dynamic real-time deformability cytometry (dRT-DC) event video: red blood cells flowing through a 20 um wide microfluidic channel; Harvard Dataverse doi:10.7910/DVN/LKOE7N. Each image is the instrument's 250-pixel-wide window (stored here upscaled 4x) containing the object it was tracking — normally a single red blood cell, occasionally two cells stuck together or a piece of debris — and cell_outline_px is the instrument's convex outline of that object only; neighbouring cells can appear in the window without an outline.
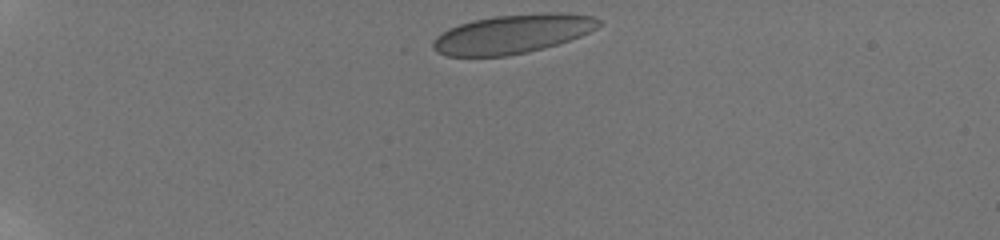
{"species": "human", "species_latin": "Homo sapiens", "temperature_condition": "room temperature", "stored_images_in_passage": 57, "camera_frame_rate_fps": 3000, "um_per_image_px": 0.085, "donor": {"sex": "male"}, "frame": {"image": 1, "passage_image": 1, "time_ms": 0.0, "image_size_px": [1000, 240], "cell_outline_px": [[600, 24], [596, 28], [580, 36], [556, 44], [528, 52], [508, 56], [448, 56], [436, 52], [432, 48], [432, 40], [436, 36], [448, 28], [472, 20], [496, 16], [548, 12], [564, 12], [592, 16], [600, 20]], "centroid_in_image_um": [43.53, 2.88], "position_along_channel_um": 41.5, "area_um2": 37.63}}
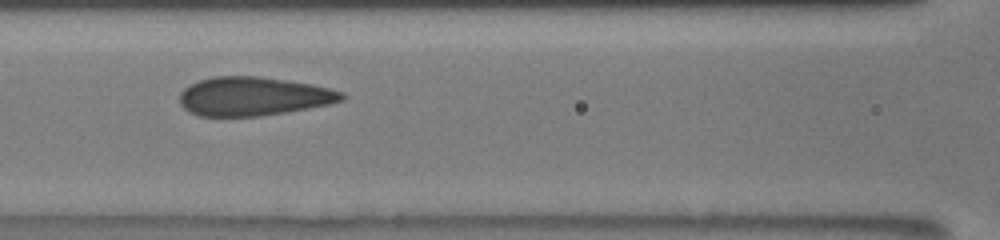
{"frame": {"image": 2, "passage_image": 21, "time_ms": 4.667, "image_size_px": [1000, 240], "cell_outline_px": [[344, 100], [328, 104], [288, 112], [260, 116], [200, 116], [188, 112], [180, 104], [180, 92], [184, 88], [200, 80], [212, 76], [260, 76], [312, 84], [344, 92]], "centroid_in_image_um": [21.52, 8.19], "position_along_channel_um": 145.1, "area_um2": 36.65}}
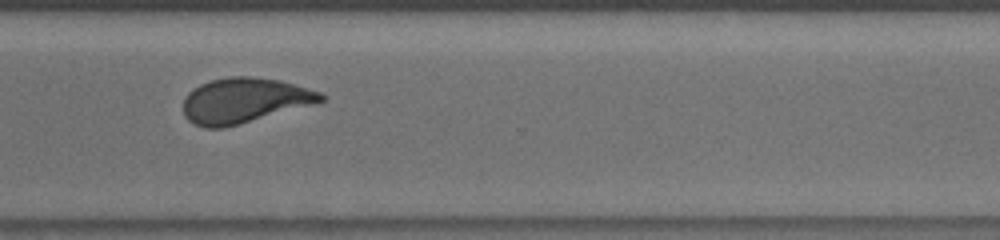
{"frame": {"image": 3, "passage_image": 42, "time_ms": 10.0, "image_size_px": [1000, 240], "cell_outline_px": [[328, 96], [324, 100], [312, 104], [224, 128], [204, 128], [188, 120], [184, 116], [184, 96], [188, 92], [200, 84], [212, 80], [228, 76], [252, 76], [280, 80], [320, 92]], "centroid_in_image_um": [20.73, 8.53], "position_along_channel_um": 349.9, "area_um2": 35.95}, "authors_computed_cell_mechanics": {"area_um2": 36.8186, "velocity_mm_per_s": 3.8436, "shape_relaxation_time_tau1_ms": 8.3476, "shape_relaxation_time_tau2_ms": null, "deformation_change_tau1": 0.194, "deformation_change_tau2": null}}